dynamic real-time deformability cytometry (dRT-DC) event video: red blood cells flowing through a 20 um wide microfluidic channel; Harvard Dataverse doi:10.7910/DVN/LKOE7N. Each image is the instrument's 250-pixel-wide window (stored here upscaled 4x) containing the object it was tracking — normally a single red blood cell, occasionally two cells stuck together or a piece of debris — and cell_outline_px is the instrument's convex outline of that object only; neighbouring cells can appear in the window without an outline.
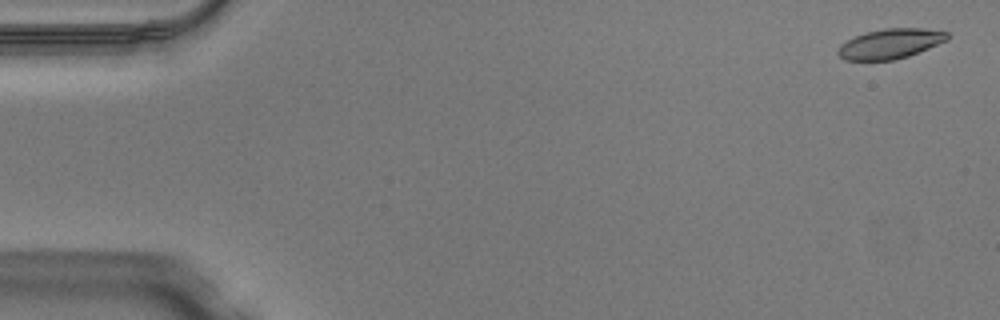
{"species": "Egyptian fruit bat (a non-hibernating species)", "species_latin": "Rousettus aegyptiacus", "temperature_condition": "warm", "stored_images_in_passage": 50, "camera_frame_rate_fps": 3000, "um_per_image_px": 0.085, "animal": {"sex": "male"}, "frame": {"image": 1, "passage_image": 2, "time_ms": 0.333, "image_size_px": [1000, 320], "cell_outline_px": [[948, 40], [908, 56], [892, 60], [844, 60], [836, 52], [840, 44], [856, 36], [868, 32], [884, 28], [924, 28], [948, 32]], "centroid_in_image_um": [75.67, 3.71], "position_along_channel_um": 9.3, "area_um2": 18.9}}
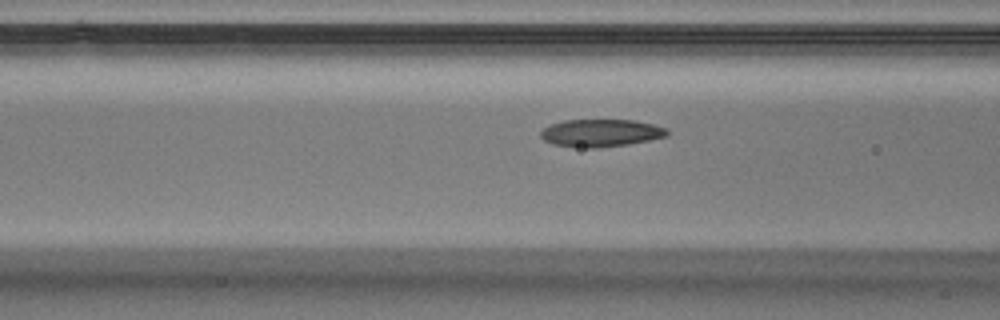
{"frame": {"image": 2, "passage_image": 20, "time_ms": 6.333, "image_size_px": [1000, 320], "cell_outline_px": [[668, 136], [628, 144], [600, 148], [588, 148], [552, 144], [544, 140], [540, 136], [540, 132], [548, 124], [564, 120], [636, 120], [668, 128]], "centroid_in_image_um": [51.06, 11.3], "position_along_channel_um": 115.5, "area_um2": 20.4}}
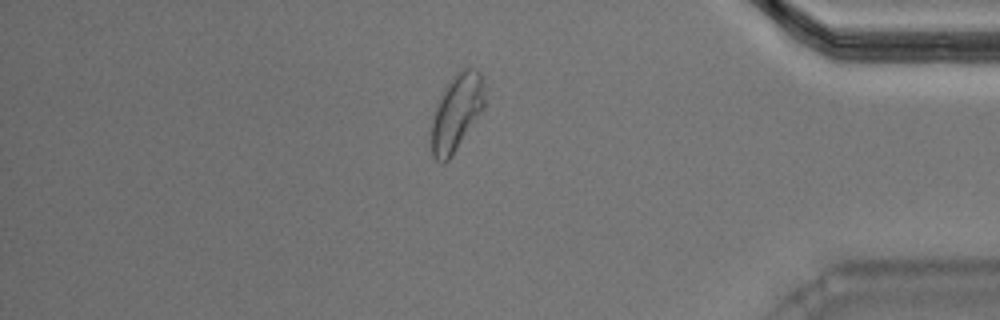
{"frame": {"image": 3, "passage_image": 43, "time_ms": 14.0, "image_size_px": [1000, 320], "cell_outline_px": [[484, 108], [452, 156], [444, 164], [440, 164], [432, 156], [432, 120], [436, 108], [444, 88], [448, 80], [460, 68], [476, 68], [480, 72], [484, 84]], "centroid_in_image_um": [38.82, 9.54], "position_along_channel_um": 396.4, "area_um2": 23.81}, "authors_computed_cell_mechanics": {"area_um2": 20.4034, "velocity_mm_per_s": 4.0572, "shape_relaxation_time_tau1_ms": 4.56, "shape_relaxation_time_tau2_ms": 2.9442, "deformation_change_tau1": 0.1313, "deformation_change_tau2": 0.084}}